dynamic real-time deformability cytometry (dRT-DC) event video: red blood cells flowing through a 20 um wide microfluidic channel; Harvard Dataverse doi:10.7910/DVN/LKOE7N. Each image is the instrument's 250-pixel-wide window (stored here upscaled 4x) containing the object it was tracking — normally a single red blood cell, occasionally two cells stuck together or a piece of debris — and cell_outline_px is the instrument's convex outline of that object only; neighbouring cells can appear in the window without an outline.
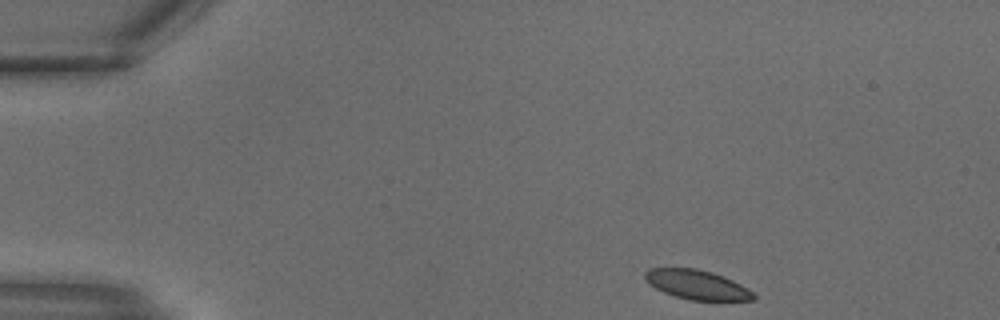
{"species": "common noctule bat (a hibernating species)", "species_latin": "Nyctalus noctula", "temperature_condition": "warm", "stored_images_in_passage": 26, "camera_frame_rate_fps": 3000, "um_per_image_px": 0.085, "animal": {"sex": "male", "body_mass_g": 18.8}, "frame": {"image": 1, "passage_image": 1, "time_ms": 0.0, "image_size_px": [1000, 320], "cell_outline_px": [[756, 296], [752, 300], [692, 300], [676, 296], [664, 292], [656, 288], [644, 280], [644, 272], [648, 268], [696, 268], [712, 272], [732, 280], [748, 288]], "centroid_in_image_um": [59.21, 24.18], "position_along_channel_um": 25.8, "area_um2": 18.44}}
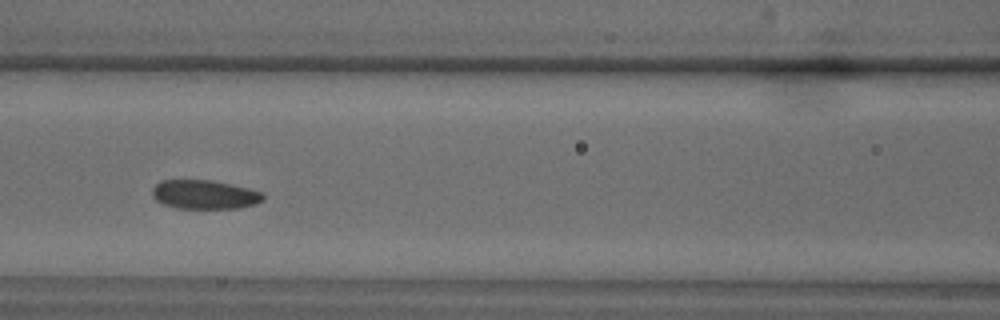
{"frame": {"image": 2, "passage_image": 10, "time_ms": 3.0, "image_size_px": [1000, 320], "cell_outline_px": [[264, 200], [256, 204], [240, 208], [176, 208], [164, 204], [156, 200], [152, 196], [152, 188], [160, 180], [212, 180], [232, 184], [264, 192]], "centroid_in_image_um": [17.41, 16.53], "position_along_channel_um": 149.2, "area_um2": 18.9}}
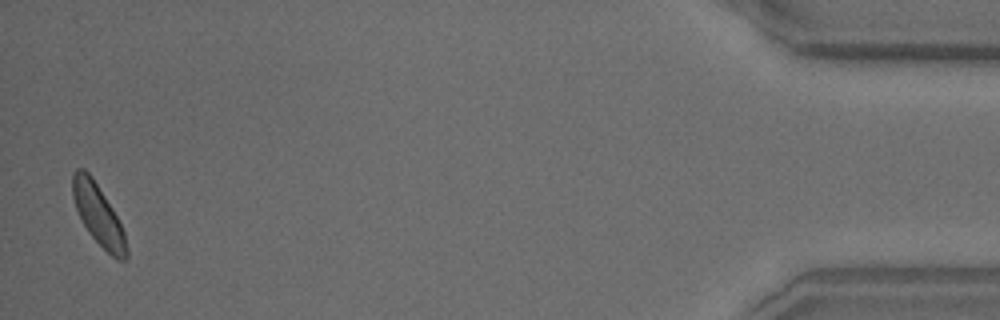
{"frame": {"image": 3, "passage_image": 26, "time_ms": 8.333, "image_size_px": [1000, 320], "cell_outline_px": [[128, 256], [124, 260], [116, 260], [88, 232], [76, 208], [72, 196], [72, 172], [76, 168], [84, 168], [92, 176], [112, 208], [124, 232], [128, 248]], "centroid_in_image_um": [8.35, 18.24], "position_along_channel_um": 426.9, "area_um2": 18.84}}